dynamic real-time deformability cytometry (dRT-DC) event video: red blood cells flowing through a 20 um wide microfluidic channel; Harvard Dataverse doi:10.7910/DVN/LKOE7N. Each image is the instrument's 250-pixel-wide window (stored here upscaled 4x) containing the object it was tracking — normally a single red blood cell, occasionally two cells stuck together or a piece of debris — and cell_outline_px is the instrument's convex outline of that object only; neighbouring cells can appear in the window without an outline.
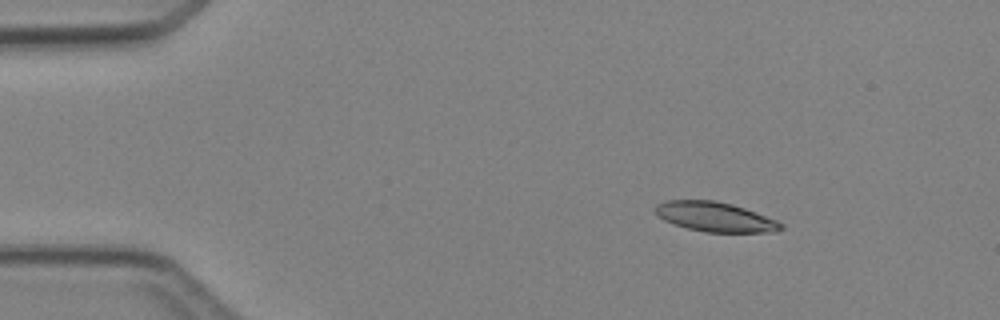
{"species": "Egyptian fruit bat (a non-hibernating species)", "species_latin": "Rousettus aegyptiacus", "temperature_condition": "cold", "stored_images_in_passage": 4, "camera_frame_rate_fps": 3000, "um_per_image_px": 0.085, "animal": {"sex": "female"}, "frame": {"image": 1, "passage_image": 2, "time_ms": 2.0, "image_size_px": [1000, 320], "cell_outline_px": [[784, 228], [776, 232], [704, 232], [688, 228], [664, 220], [656, 216], [652, 208], [656, 204], [668, 200], [716, 200], [732, 204], [744, 208], [776, 220], [784, 224]], "centroid_in_image_um": [60.76, 18.43], "position_along_channel_um": 24.2, "area_um2": 21.79}}
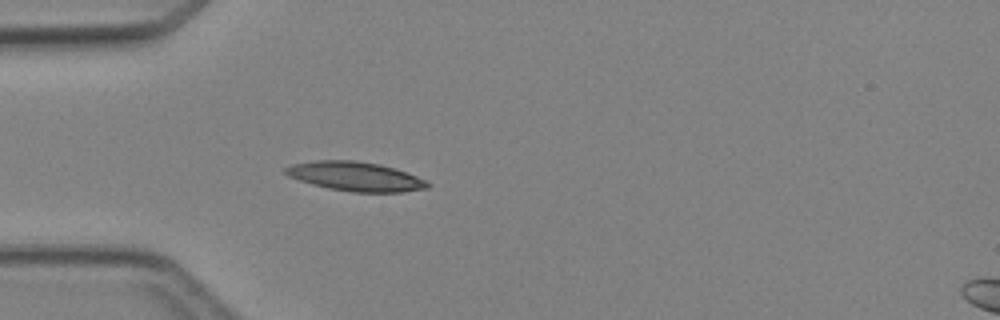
{"frame": {"image": 2, "passage_image": 4, "time_ms": 4.333, "image_size_px": [1000, 320], "cell_outline_px": [[432, 184], [428, 188], [404, 192], [352, 192], [328, 188], [312, 184], [288, 176], [284, 172], [284, 168], [292, 164], [316, 160], [356, 160], [380, 164], [428, 180]], "centroid_in_image_um": [30.23, 15.0], "position_along_channel_um": 54.8, "area_um2": 24.22}}